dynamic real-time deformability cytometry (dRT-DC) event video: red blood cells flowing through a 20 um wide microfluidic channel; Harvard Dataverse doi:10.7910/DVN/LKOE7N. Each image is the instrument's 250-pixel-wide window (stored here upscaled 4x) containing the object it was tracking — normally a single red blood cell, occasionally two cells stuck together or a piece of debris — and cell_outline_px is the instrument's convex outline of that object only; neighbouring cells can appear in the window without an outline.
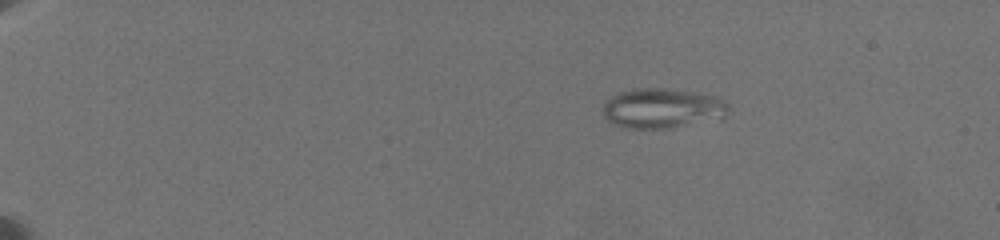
{"species": "common noctule bat (a hibernating species)", "species_latin": "Nyctalus noctula", "temperature_condition": "warm", "stored_images_in_passage": 35, "segment_of_instrument_passage": [1, 2], "camera_frame_rate_fps": 3000, "um_per_image_px": 0.085, "animal": {"sex": "female", "body_mass_g": 19.5, "forearm_length_mm": 54.1}, "frame": {"image": 1, "passage_image": 1, "time_ms": 0.0, "image_size_px": [1000, 240], "cell_outline_px": [[728, 112], [724, 116], [668, 128], [632, 128], [616, 124], [608, 120], [604, 116], [604, 104], [612, 96], [620, 92], [632, 88], [664, 88], [692, 92], [712, 96], [724, 100], [728, 104]], "centroid_in_image_um": [56.26, 9.18], "position_along_channel_um": 28.7, "area_um2": 28.38}}
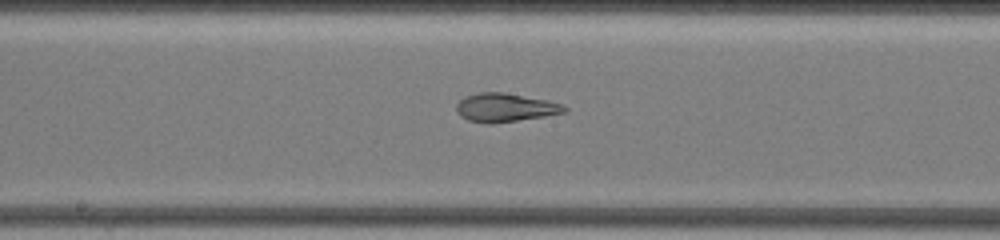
{"frame": {"image": 2, "passage_image": 20, "time_ms": 8.333, "image_size_px": [1000, 240], "cell_outline_px": [[568, 112], [544, 116], [492, 124], [488, 124], [468, 120], [460, 116], [456, 112], [456, 104], [464, 96], [480, 92], [504, 92], [544, 100], [560, 104], [568, 108]], "centroid_in_image_um": [42.89, 9.15], "position_along_channel_um": 205.3, "area_um2": 17.92}}
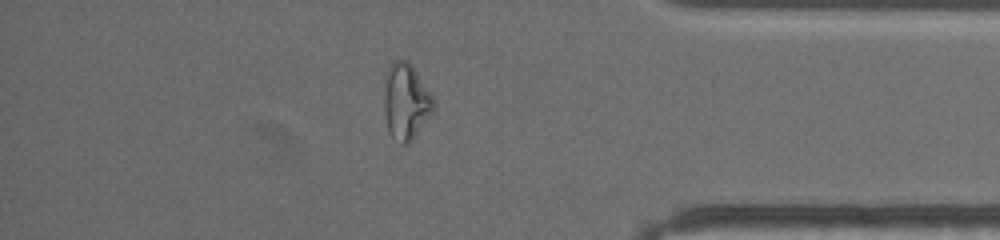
{"frame": {"image": 3, "passage_image": 30, "time_ms": 14.333, "image_size_px": [1000, 240], "cell_outline_px": [[436, 108], [412, 140], [408, 144], [400, 144], [388, 132], [384, 108], [384, 92], [388, 68], [392, 60], [408, 60], [436, 100]], "centroid_in_image_um": [34.53, 8.64], "position_along_channel_um": 400.7, "area_um2": 22.08}}